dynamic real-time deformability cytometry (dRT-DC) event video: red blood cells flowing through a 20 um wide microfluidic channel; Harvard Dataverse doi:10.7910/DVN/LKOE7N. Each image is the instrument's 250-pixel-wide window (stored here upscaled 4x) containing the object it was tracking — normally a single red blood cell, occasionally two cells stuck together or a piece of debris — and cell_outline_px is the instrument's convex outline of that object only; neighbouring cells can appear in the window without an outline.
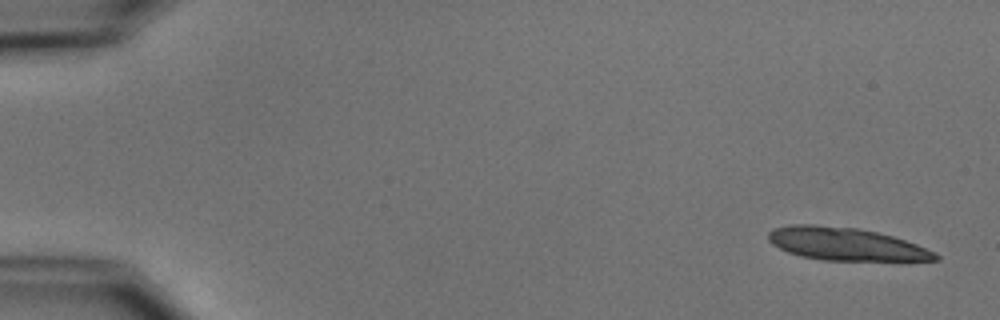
{"species": "common noctule bat (a hibernating species)", "species_latin": "Nyctalus noctula", "temperature_condition": "cold", "stored_images_in_passage": 5, "camera_frame_rate_fps": 3000, "um_per_image_px": 0.085, "animal": {"sex": "male", "body_mass_g": 15.6}, "frame": {"image": 1, "passage_image": 1, "time_ms": 0.0, "image_size_px": [1000, 320], "cell_outline_px": [[940, 260], [824, 260], [800, 256], [788, 252], [772, 244], [768, 240], [768, 232], [772, 228], [788, 224], [816, 224], [856, 228], [876, 232], [892, 236], [916, 244], [936, 252], [940, 256]], "centroid_in_image_um": [71.85, 20.73], "position_along_channel_um": 13.2, "area_um2": 31.85}}